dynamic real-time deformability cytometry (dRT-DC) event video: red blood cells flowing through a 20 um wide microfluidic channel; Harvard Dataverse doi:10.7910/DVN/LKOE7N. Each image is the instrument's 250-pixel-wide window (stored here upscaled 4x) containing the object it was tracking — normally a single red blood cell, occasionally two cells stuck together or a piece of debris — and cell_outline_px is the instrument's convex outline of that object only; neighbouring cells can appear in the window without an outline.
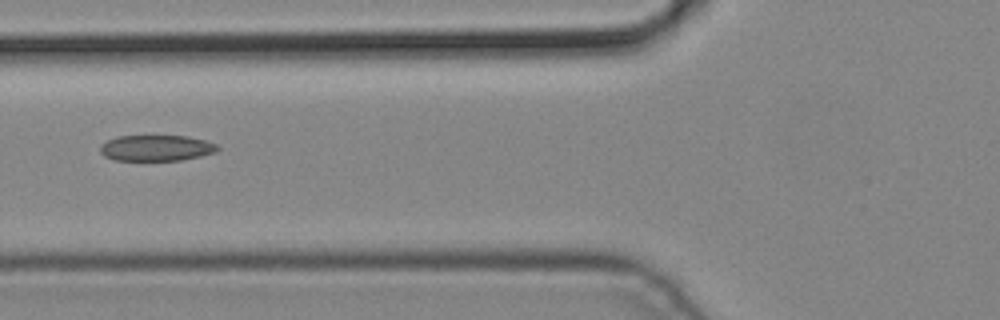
{"species": "common noctule bat (a hibernating species)", "species_latin": "Nyctalus noctula", "temperature_condition": "cold", "stored_images_in_passage": 3, "camera_frame_rate_fps": 3000, "um_per_image_px": 0.085, "animal": {"sex": "male", "body_mass_g": 19.2, "forearm_length_mm": 51.8}, "frame": {"image": 1, "passage_image": 3, "time_ms": 0.667, "image_size_px": [1000, 320], "cell_outline_px": [[220, 148], [216, 152], [200, 156], [180, 160], [116, 160], [104, 156], [100, 152], [100, 144], [116, 136], [188, 136], [204, 140], [216, 144]], "centroid_in_image_um": [13.27, 12.57], "position_along_channel_um": 112.5, "area_um2": 17.69}}